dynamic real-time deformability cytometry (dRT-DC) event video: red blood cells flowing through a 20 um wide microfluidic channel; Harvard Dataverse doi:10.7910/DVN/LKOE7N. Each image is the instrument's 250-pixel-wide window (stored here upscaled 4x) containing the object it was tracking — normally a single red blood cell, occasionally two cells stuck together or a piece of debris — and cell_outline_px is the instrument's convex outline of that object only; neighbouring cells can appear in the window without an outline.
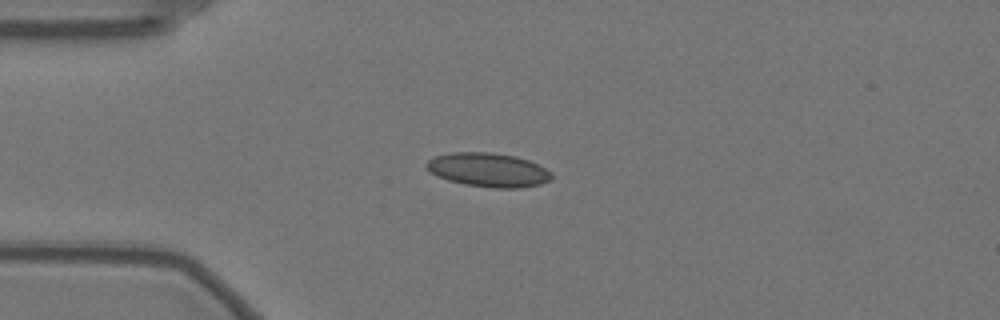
{"species": "Egyptian fruit bat (a non-hibernating species)", "species_latin": "Rousettus aegyptiacus", "temperature_condition": "warm", "stored_images_in_passage": 35, "camera_frame_rate_fps": 3000, "um_per_image_px": 0.085, "animal": {"sex": "female"}, "frame": {"image": 1, "passage_image": 1, "time_ms": 0.0, "image_size_px": [1000, 320], "cell_outline_px": [[552, 180], [540, 184], [520, 188], [492, 188], [464, 184], [448, 180], [432, 172], [424, 164], [428, 160], [436, 156], [452, 152], [492, 152], [516, 156], [528, 160], [552, 172]], "centroid_in_image_um": [41.53, 14.44], "position_along_channel_um": 43.5, "area_um2": 24.68}}
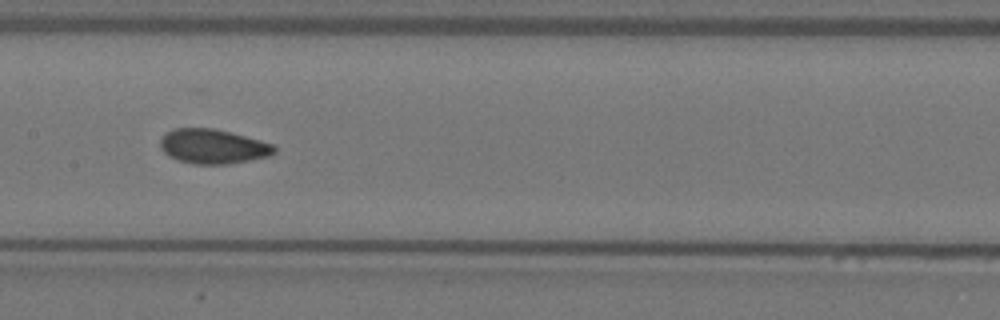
{"frame": {"image": 2, "passage_image": 15, "time_ms": 4.667, "image_size_px": [1000, 320], "cell_outline_px": [[276, 152], [268, 156], [228, 164], [192, 164], [176, 160], [168, 156], [160, 148], [160, 140], [172, 128], [216, 128], [260, 140], [272, 144], [276, 148]], "centroid_in_image_um": [18.07, 12.45], "position_along_channel_um": 189.3, "area_um2": 23.0}}
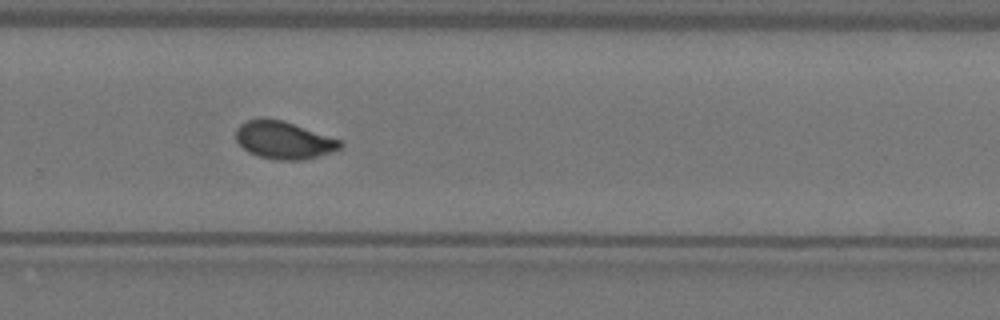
{"frame": {"image": 3, "passage_image": 25, "time_ms": 8.0, "image_size_px": [1000, 320], "cell_outline_px": [[344, 144], [340, 148], [332, 152], [304, 160], [276, 160], [260, 156], [248, 152], [236, 140], [236, 128], [240, 124], [248, 120], [264, 116], [284, 120], [344, 140]], "centroid_in_image_um": [24.16, 11.88], "position_along_channel_um": 305.6, "area_um2": 23.35}, "authors_computed_cell_mechanics": {"area_um2": 23.0622, "velocity_mm_per_s": 3.5014, "shape_relaxation_time_tau1_ms": null, "shape_relaxation_time_tau2_ms": 1.4525, "deformation_change_tau1": null, "deformation_change_tau2": 0.0607}}